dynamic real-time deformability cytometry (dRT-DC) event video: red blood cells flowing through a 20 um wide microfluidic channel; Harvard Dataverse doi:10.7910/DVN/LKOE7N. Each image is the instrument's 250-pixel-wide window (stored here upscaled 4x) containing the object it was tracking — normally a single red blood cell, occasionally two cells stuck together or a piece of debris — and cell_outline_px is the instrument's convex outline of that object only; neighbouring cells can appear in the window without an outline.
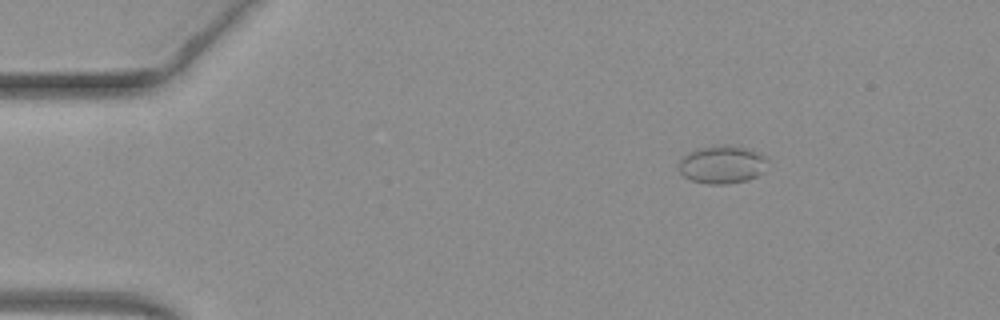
{"species": "common noctule bat (a hibernating species)", "species_latin": "Nyctalus noctula", "temperature_condition": "warm", "stored_images_in_passage": 52, "camera_frame_rate_fps": 3000, "um_per_image_px": 0.085, "animal": {"sex": "female", "body_mass_g": 19.3, "forearm_length_mm": 54.1}, "frame": {"image": 1, "passage_image": 8, "time_ms": 2.333, "image_size_px": [1000, 320], "cell_outline_px": [[764, 160], [760, 172], [756, 176], [748, 180], [724, 184], [708, 184], [692, 180], [684, 176], [676, 168], [676, 164], [680, 156], [688, 152], [700, 148], [720, 144], [724, 144], [744, 148], [756, 152], [764, 156]], "centroid_in_image_um": [61.23, 13.98], "position_along_channel_um": 23.8, "area_um2": 19.42}}
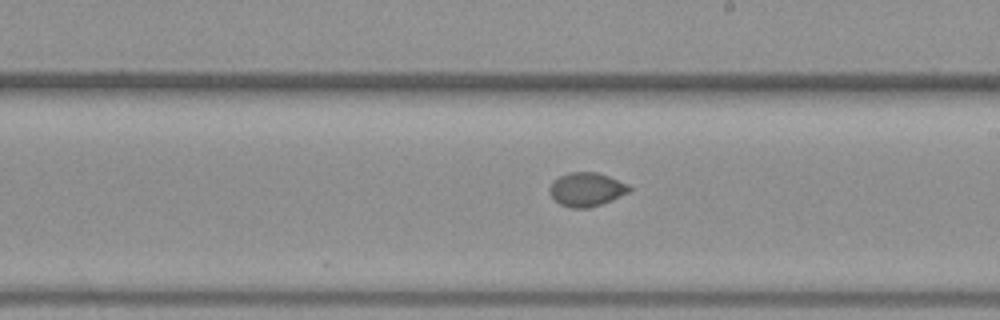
{"frame": {"image": 2, "passage_image": 30, "time_ms": 9.667, "image_size_px": [1000, 320], "cell_outline_px": [[632, 188], [628, 192], [600, 204], [588, 208], [568, 208], [560, 204], [548, 192], [548, 188], [560, 176], [568, 172], [596, 172], [608, 176], [628, 184]], "centroid_in_image_um": [49.83, 16.1], "position_along_channel_um": 239.2, "area_um2": 15.43}}
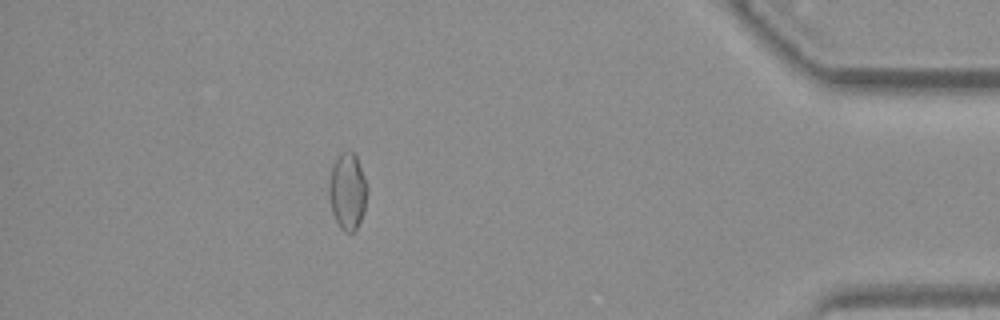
{"frame": {"image": 3, "passage_image": 46, "time_ms": 15.0, "image_size_px": [1000, 320], "cell_outline_px": [[368, 192], [364, 208], [360, 220], [356, 228], [352, 232], [344, 232], [340, 228], [332, 212], [328, 196], [328, 184], [332, 168], [336, 156], [340, 152], [352, 152], [356, 156], [364, 176], [368, 188]], "centroid_in_image_um": [29.52, 16.25], "position_along_channel_um": 405.7, "area_um2": 17.05}}